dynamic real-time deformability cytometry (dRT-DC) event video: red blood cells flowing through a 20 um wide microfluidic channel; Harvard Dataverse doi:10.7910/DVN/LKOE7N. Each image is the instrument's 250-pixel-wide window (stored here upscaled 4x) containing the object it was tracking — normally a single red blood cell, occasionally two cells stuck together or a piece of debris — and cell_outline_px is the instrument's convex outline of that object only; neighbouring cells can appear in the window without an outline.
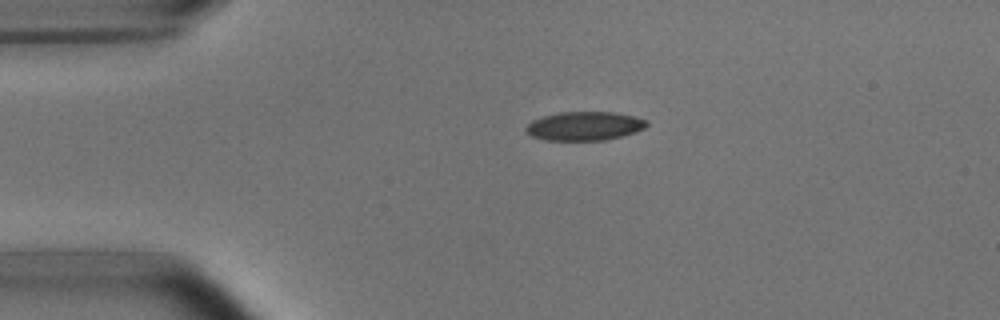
{"species": "common noctule bat (a hibernating species)", "species_latin": "Nyctalus noctula", "temperature_condition": "room temperature", "stored_images_in_passage": 2, "camera_frame_rate_fps": 3000, "um_per_image_px": 0.085, "animal": {"sex": "male", "body_mass_g": 15.6}, "frame": {"image": 1, "passage_image": 1, "time_ms": 0.0, "image_size_px": [1000, 320], "cell_outline_px": [[648, 124], [644, 128], [636, 132], [604, 140], [544, 140], [532, 136], [524, 132], [524, 128], [532, 120], [544, 116], [560, 112], [616, 112], [636, 116], [648, 120]], "centroid_in_image_um": [49.68, 10.71], "position_along_channel_um": 35.3, "area_um2": 20.4}}